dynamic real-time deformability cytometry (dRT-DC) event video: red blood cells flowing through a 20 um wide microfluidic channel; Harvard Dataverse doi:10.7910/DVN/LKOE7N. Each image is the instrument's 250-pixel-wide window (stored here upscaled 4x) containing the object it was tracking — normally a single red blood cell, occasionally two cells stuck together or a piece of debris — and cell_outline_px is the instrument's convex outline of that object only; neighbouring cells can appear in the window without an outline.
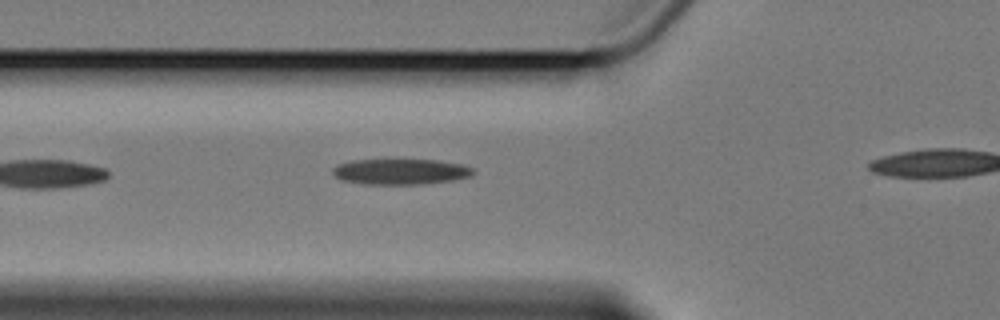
{"species": "Egyptian fruit bat (a non-hibernating species)", "species_latin": "Rousettus aegyptiacus", "temperature_condition": "cold", "stored_images_in_passage": 6, "segment_of_instrument_passage": [1, 2], "camera_frame_rate_fps": 3000, "um_per_image_px": 0.085, "animal": {"sex": "female"}, "frame": {"image": 1, "passage_image": 4, "time_ms": 3.667, "image_size_px": [1000, 320], "cell_outline_px": [[476, 172], [472, 176], [452, 180], [424, 184], [364, 184], [340, 180], [332, 172], [332, 168], [340, 164], [352, 160], [436, 160], [460, 164], [472, 168]], "centroid_in_image_um": [34.05, 14.6], "position_along_channel_um": 91.7, "area_um2": 20.92}}